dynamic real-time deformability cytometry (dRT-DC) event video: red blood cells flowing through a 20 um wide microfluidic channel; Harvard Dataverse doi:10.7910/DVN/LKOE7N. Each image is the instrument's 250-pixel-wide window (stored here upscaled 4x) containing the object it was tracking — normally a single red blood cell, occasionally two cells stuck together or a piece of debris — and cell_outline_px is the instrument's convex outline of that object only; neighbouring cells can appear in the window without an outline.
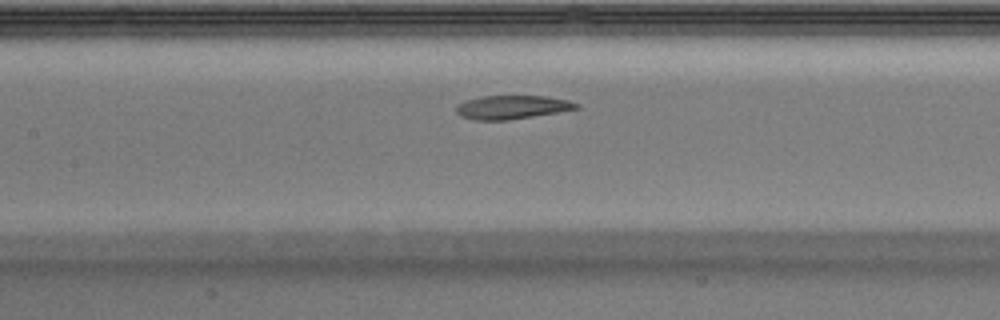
{"species": "Egyptian fruit bat (a non-hibernating species)", "species_latin": "Rousettus aegyptiacus", "temperature_condition": "warm", "stored_images_in_passage": 35, "camera_frame_rate_fps": 3000, "um_per_image_px": 0.085, "animal": {"sex": "male"}, "frame": {"image": 1, "passage_image": 13, "time_ms": 4.0, "image_size_px": [1000, 320], "cell_outline_px": [[580, 108], [508, 120], [472, 120], [460, 116], [456, 112], [456, 104], [468, 100], [484, 96], [548, 96], [568, 100], [580, 104]], "centroid_in_image_um": [43.51, 9.11], "position_along_channel_um": 163.9, "area_um2": 16.47}}
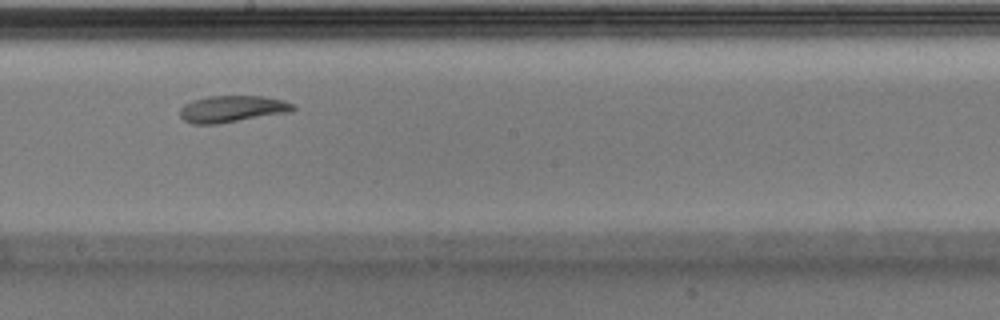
{"frame": {"image": 2, "passage_image": 17, "time_ms": 5.333, "image_size_px": [1000, 320], "cell_outline_px": [[296, 108], [292, 112], [216, 124], [192, 124], [184, 120], [180, 116], [180, 108], [184, 104], [192, 100], [208, 96], [260, 96], [284, 100], [296, 104]], "centroid_in_image_um": [19.76, 9.26], "position_along_channel_um": 228.4, "area_um2": 17.74}}
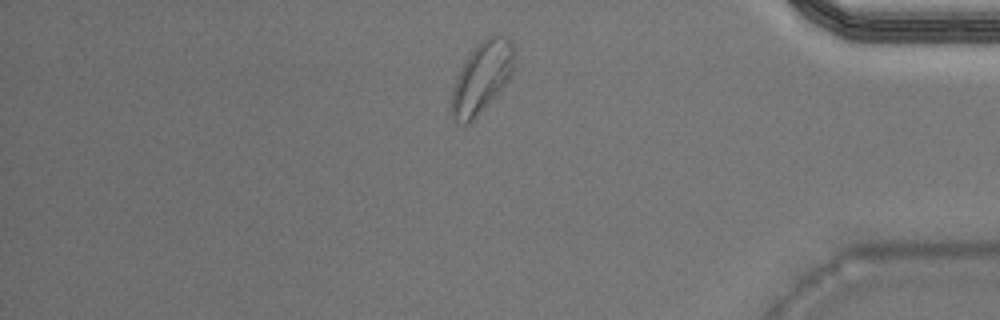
{"frame": {"image": 3, "passage_image": 29, "time_ms": 9.333, "image_size_px": [1000, 320], "cell_outline_px": [[512, 72], [508, 80], [472, 120], [468, 124], [464, 124], [456, 120], [452, 116], [452, 92], [456, 76], [460, 68], [476, 44], [480, 40], [492, 32], [500, 32], [512, 40]], "centroid_in_image_um": [40.94, 6.47], "position_along_channel_um": 394.3, "area_um2": 25.49}}